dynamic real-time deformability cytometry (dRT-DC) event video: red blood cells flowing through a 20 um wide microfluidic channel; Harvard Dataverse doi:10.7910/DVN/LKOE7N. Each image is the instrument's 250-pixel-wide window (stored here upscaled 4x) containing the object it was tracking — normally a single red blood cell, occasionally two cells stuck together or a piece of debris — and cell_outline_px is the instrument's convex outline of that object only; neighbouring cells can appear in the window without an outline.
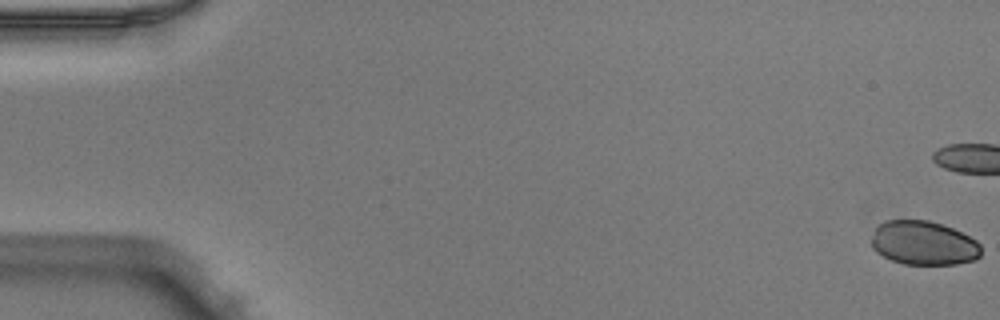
{"species": "Egyptian fruit bat (a non-hibernating species)", "species_latin": "Rousettus aegyptiacus", "temperature_condition": "warm", "stored_images_in_passage": 18, "camera_frame_rate_fps": 3000, "um_per_image_px": 0.085, "animal": {"sex": "male"}, "frame": {"image": 1, "passage_image": 1, "time_ms": 0.0, "image_size_px": [1000, 320], "cell_outline_px": [[980, 256], [976, 260], [956, 264], [904, 264], [892, 260], [876, 252], [872, 248], [872, 240], [876, 228], [884, 220], [928, 220], [952, 228], [976, 240], [980, 244]], "centroid_in_image_um": [78.51, 20.66], "position_along_channel_um": 6.5, "area_um2": 27.98}}